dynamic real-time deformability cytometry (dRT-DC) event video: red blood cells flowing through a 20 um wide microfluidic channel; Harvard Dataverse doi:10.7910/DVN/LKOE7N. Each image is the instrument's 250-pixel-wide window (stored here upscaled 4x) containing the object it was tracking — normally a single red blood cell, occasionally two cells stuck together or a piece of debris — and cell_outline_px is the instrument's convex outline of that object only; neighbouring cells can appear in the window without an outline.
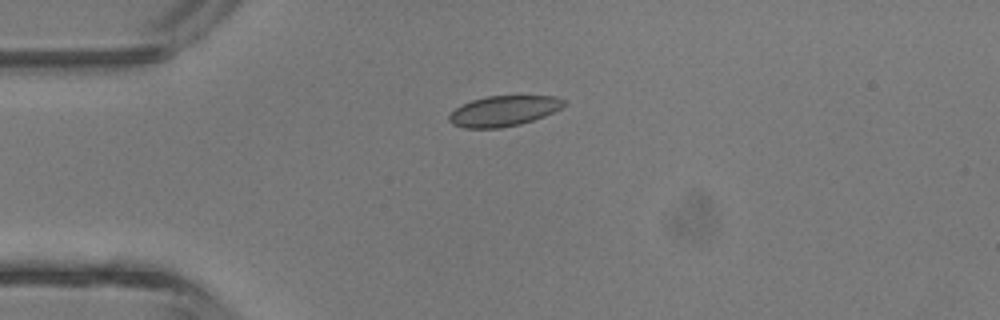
{"species": "common noctule bat (a hibernating species)", "species_latin": "Nyctalus noctula", "temperature_condition": "room temperature", "stored_images_in_passage": 4, "camera_frame_rate_fps": 3000, "um_per_image_px": 0.085, "animal": {"sex": "male", "body_mass_g": 13.3}, "frame": {"image": 1, "passage_image": 3, "time_ms": 2.333, "image_size_px": [1000, 320], "cell_outline_px": [[564, 104], [560, 108], [544, 116], [520, 124], [500, 128], [464, 128], [452, 124], [448, 120], [448, 116], [456, 108], [472, 100], [488, 96], [556, 96], [564, 100]], "centroid_in_image_um": [42.78, 9.44], "position_along_channel_um": 42.2, "area_um2": 20.11}}